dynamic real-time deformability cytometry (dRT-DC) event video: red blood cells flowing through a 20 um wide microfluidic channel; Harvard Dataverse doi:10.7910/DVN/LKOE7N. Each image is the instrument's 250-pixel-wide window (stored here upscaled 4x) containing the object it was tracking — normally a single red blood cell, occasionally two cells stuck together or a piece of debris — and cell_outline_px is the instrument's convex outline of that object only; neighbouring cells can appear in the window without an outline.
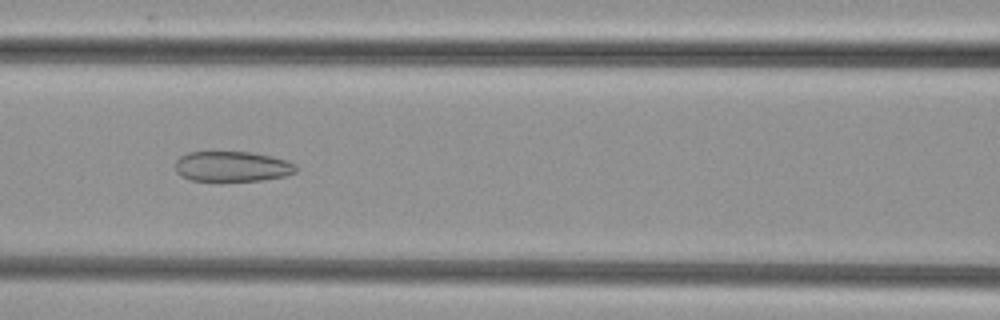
{"species": "common noctule bat (a hibernating species)", "species_latin": "Nyctalus noctula", "temperature_condition": "cold", "stored_images_in_passage": 36, "camera_frame_rate_fps": 3000, "um_per_image_px": 0.085, "animal": {"sex": "female", "body_mass_g": 29.2, "forearm_length_mm": 56.3}, "frame": {"image": 1, "passage_image": 16, "time_ms": 5.0, "image_size_px": [1000, 320], "cell_outline_px": [[296, 172], [284, 176], [264, 180], [192, 180], [180, 176], [176, 172], [176, 160], [180, 156], [188, 152], [252, 152], [272, 156], [288, 160], [296, 164]], "centroid_in_image_um": [19.75, 14.14], "position_along_channel_um": 146.8, "area_um2": 21.27}}
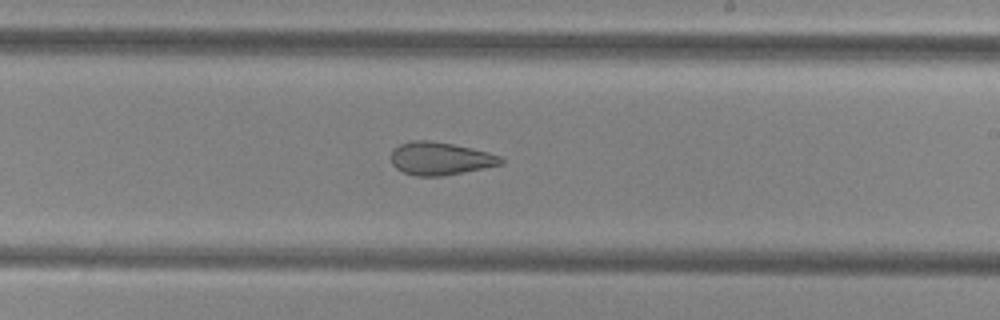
{"frame": {"image": 2, "passage_image": 24, "time_ms": 7.667, "image_size_px": [1000, 320], "cell_outline_px": [[504, 164], [444, 176], [416, 176], [404, 172], [396, 168], [392, 164], [392, 148], [400, 144], [412, 140], [428, 140], [452, 144], [488, 152], [500, 156], [504, 160]], "centroid_in_image_um": [37.42, 13.48], "position_along_channel_um": 251.6, "area_um2": 21.04}}
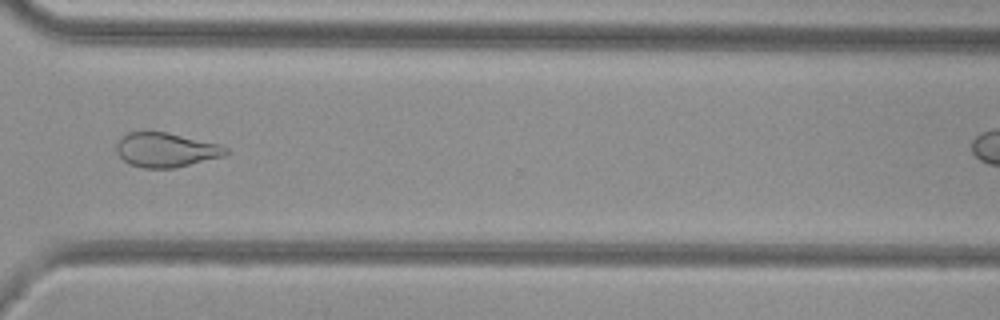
{"frame": {"image": 3, "passage_image": 32, "time_ms": 10.333, "image_size_px": [1000, 320], "cell_outline_px": [[228, 152], [224, 156], [176, 168], [144, 168], [128, 164], [116, 152], [116, 144], [128, 132], [168, 132], [220, 144], [228, 148]], "centroid_in_image_um": [14.13, 12.75], "position_along_channel_um": 356.5, "area_um2": 21.96}}